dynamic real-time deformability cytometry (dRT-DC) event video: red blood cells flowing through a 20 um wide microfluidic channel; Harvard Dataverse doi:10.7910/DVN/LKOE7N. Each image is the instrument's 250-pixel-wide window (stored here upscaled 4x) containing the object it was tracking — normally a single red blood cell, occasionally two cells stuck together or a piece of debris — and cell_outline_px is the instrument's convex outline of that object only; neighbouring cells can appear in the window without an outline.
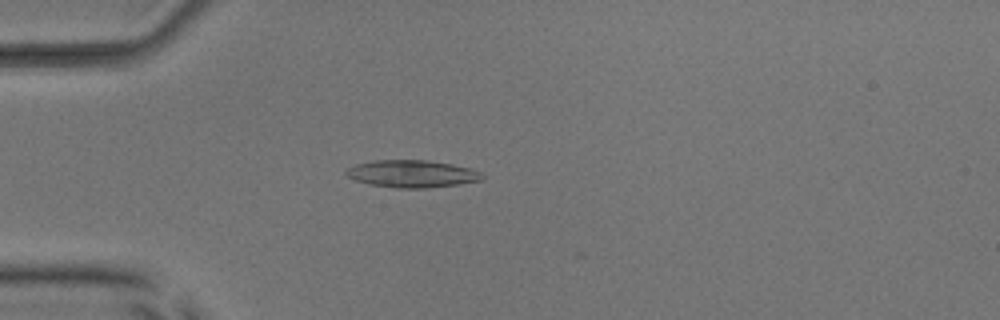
{"species": "common noctule bat (a hibernating species)", "species_latin": "Nyctalus noctula", "temperature_condition": "room temperature", "stored_images_in_passage": 48, "camera_frame_rate_fps": 3000, "um_per_image_px": 0.085, "animal": {"sex": "male", "body_mass_g": 17.9, "forearm_length_mm": 54.2}, "frame": {"image": 1, "passage_image": 15, "time_ms": 4.667, "image_size_px": [1000, 320], "cell_outline_px": [[484, 180], [460, 184], [424, 188], [396, 188], [368, 184], [352, 180], [344, 172], [348, 168], [356, 164], [372, 160], [428, 160], [452, 164], [472, 168], [480, 172], [484, 176]], "centroid_in_image_um": [35.02, 14.77], "position_along_channel_um": 50.0, "area_um2": 21.91}}
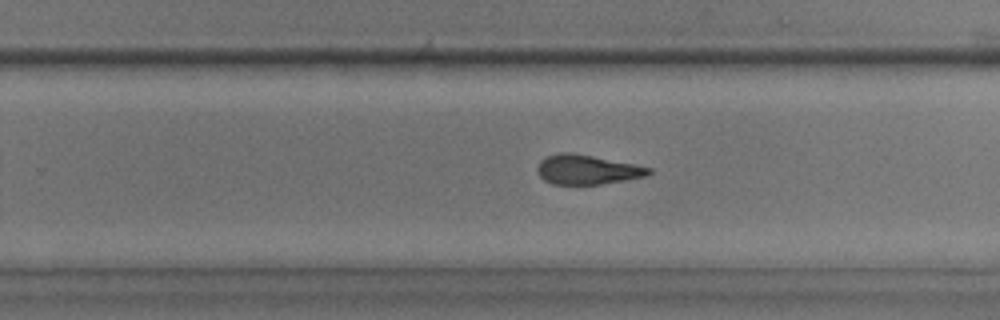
{"frame": {"image": 2, "passage_image": 34, "time_ms": 11.0, "image_size_px": [1000, 320], "cell_outline_px": [[652, 172], [644, 176], [624, 180], [600, 184], [552, 184], [544, 180], [540, 176], [536, 168], [540, 160], [544, 156], [560, 152], [572, 152], [636, 164], [652, 168]], "centroid_in_image_um": [49.87, 14.4], "position_along_channel_um": 279.9, "area_um2": 19.25}}
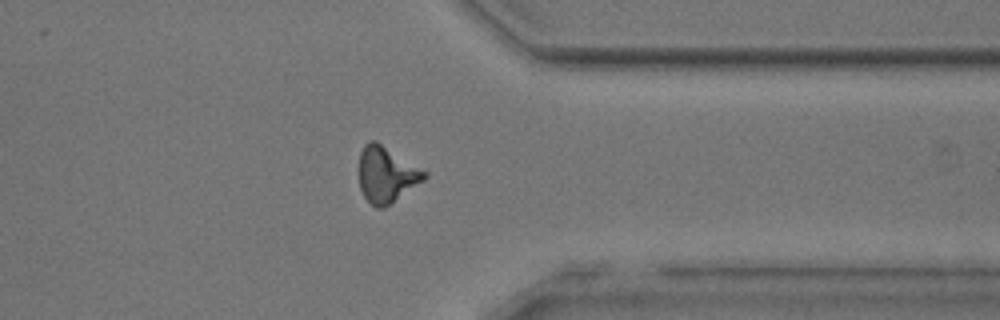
{"frame": {"image": 3, "passage_image": 42, "time_ms": 13.667, "image_size_px": [1000, 320], "cell_outline_px": [[428, 176], [424, 180], [384, 208], [376, 208], [364, 196], [360, 188], [360, 152], [364, 144], [368, 140], [376, 140], [428, 172]], "centroid_in_image_um": [32.86, 14.81], "position_along_channel_um": 378.5, "area_um2": 21.21}, "authors_computed_cell_mechanics": {"area_um2": 20.6346, "velocity_mm_per_s": 3.881, "shape_relaxation_time_tau1_ms": null, "shape_relaxation_time_tau2_ms": 2.9588, "deformation_change_tau1": null, "deformation_change_tau2": 0.123}}